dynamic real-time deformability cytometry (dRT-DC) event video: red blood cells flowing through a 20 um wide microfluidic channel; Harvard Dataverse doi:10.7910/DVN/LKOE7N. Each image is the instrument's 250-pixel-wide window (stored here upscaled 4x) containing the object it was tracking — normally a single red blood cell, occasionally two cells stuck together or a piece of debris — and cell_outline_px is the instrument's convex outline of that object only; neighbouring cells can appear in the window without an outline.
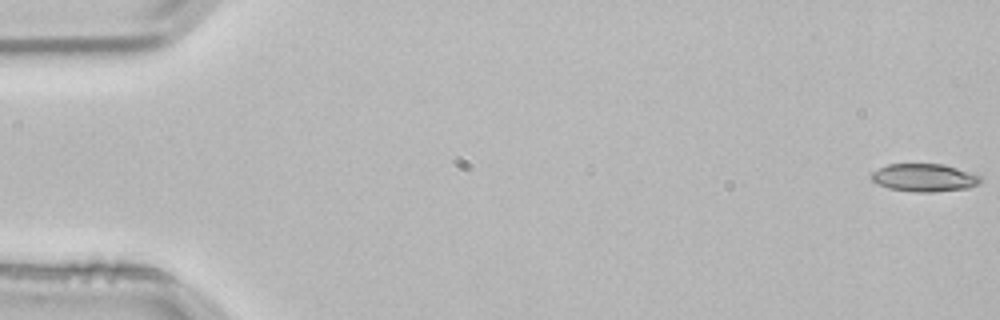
{"species": "common noctule bat (a hibernating species)", "species_latin": "Nyctalus noctula", "temperature_condition": "room temperature", "stored_images_in_passage": 47, "camera_frame_rate_fps": 3000, "um_per_image_px": 0.085, "animal": {"sex": "male", "body_mass_g": 21.5, "forearm_length_mm": 52.0}, "frame": {"image": 1, "passage_image": 1, "time_ms": 0.0, "image_size_px": [1000, 320], "cell_outline_px": [[980, 184], [968, 188], [932, 192], [916, 192], [888, 188], [876, 184], [868, 176], [872, 172], [888, 164], [944, 164], [980, 176]], "centroid_in_image_um": [78.52, 15.11], "position_along_channel_um": 6.5, "area_um2": 17.69}}
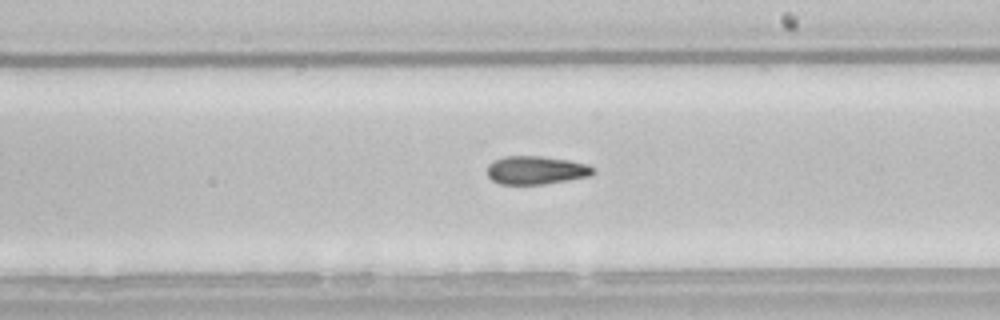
{"frame": {"image": 2, "passage_image": 31, "time_ms": 10.0, "image_size_px": [1000, 320], "cell_outline_px": [[592, 176], [540, 184], [500, 184], [492, 180], [488, 176], [488, 164], [492, 160], [504, 156], [540, 156], [568, 160], [588, 164], [592, 168]], "centroid_in_image_um": [45.52, 14.45], "position_along_channel_um": 243.5, "area_um2": 17.34}}
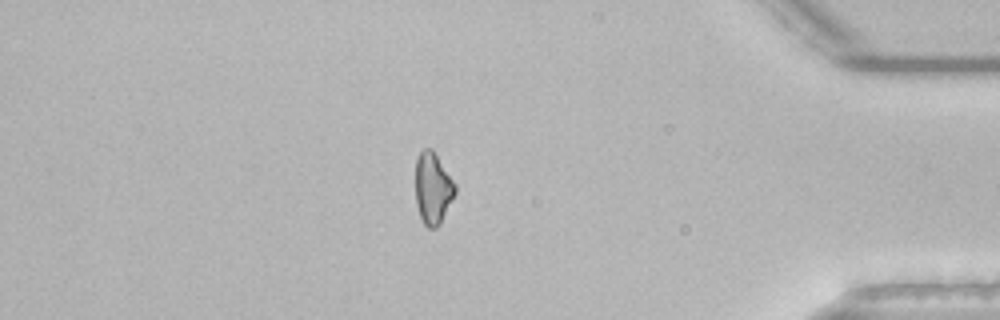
{"frame": {"image": 3, "passage_image": 46, "time_ms": 15.0, "image_size_px": [1000, 320], "cell_outline_px": [[456, 192], [440, 224], [436, 228], [428, 228], [424, 224], [420, 216], [416, 204], [416, 160], [420, 152], [424, 148], [432, 148], [456, 184]], "centroid_in_image_um": [36.79, 16.0], "position_along_channel_um": 398.4, "area_um2": 16.53}}